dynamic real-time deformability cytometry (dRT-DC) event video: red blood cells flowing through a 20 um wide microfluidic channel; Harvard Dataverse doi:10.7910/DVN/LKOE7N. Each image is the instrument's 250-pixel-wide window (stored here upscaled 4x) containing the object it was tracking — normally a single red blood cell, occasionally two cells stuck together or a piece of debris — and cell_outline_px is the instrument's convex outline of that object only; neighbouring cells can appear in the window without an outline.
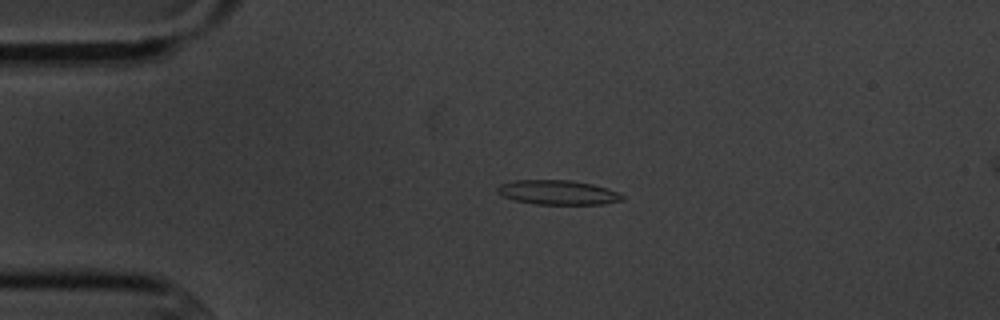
{"species": "common noctule bat (a hibernating species)", "species_latin": "Nyctalus noctula", "temperature_condition": "cold", "stored_images_in_passage": 5, "segment_of_instrument_passage": [1, 2], "camera_frame_rate_fps": 3000, "um_per_image_px": 0.085, "animal": {"sex": "male", "body_mass_g": 20.1, "forearm_length_mm": 53.5}, "frame": {"image": 1, "passage_image": 3, "time_ms": 2.333, "image_size_px": [1000, 320], "cell_outline_px": [[624, 200], [604, 204], [536, 204], [516, 200], [504, 196], [496, 192], [496, 188], [500, 184], [516, 180], [568, 180], [592, 184], [608, 188], [620, 192], [624, 196]], "centroid_in_image_um": [47.46, 16.35], "position_along_channel_um": 37.5, "area_um2": 17.8}}